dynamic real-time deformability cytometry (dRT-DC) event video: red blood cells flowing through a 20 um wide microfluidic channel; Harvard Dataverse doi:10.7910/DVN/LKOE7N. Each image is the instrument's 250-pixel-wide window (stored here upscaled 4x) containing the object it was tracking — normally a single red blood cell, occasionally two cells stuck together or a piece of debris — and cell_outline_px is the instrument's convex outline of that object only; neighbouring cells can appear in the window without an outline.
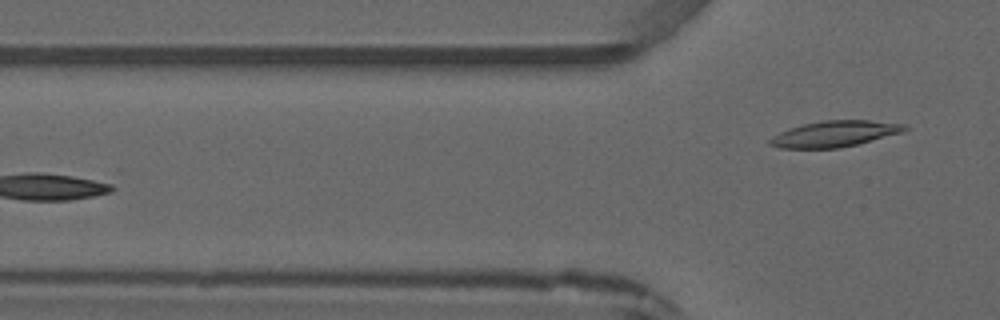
{"species": "common noctule bat (a hibernating species)", "species_latin": "Nyctalus noctula", "temperature_condition": "warm", "stored_images_in_passage": 3, "camera_frame_rate_fps": 3000, "um_per_image_px": 0.085, "animal": {"sex": "male", "forearm_length_mm": 52.5}, "frame": {"image": 1, "passage_image": 3, "time_ms": 2.333, "image_size_px": [1000, 320], "cell_outline_px": [[908, 128], [904, 132], [840, 148], [780, 148], [768, 144], [768, 140], [772, 136], [788, 128], [820, 120], [868, 120], [904, 124]], "centroid_in_image_um": [70.91, 11.37], "position_along_channel_um": 54.9, "area_um2": 20.4}}